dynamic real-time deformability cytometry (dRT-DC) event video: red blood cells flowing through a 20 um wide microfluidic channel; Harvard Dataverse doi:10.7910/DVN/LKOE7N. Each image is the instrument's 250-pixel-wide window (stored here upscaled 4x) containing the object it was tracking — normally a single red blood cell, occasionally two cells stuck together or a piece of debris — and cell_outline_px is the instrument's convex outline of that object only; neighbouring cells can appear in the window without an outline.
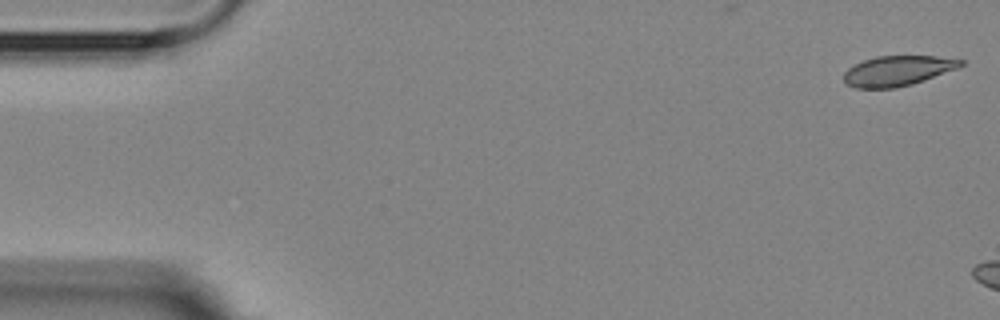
{"species": "Egyptian fruit bat (a non-hibernating species)", "species_latin": "Rousettus aegyptiacus", "temperature_condition": "room temperature", "stored_images_in_passage": 3, "camera_frame_rate_fps": 3000, "um_per_image_px": 0.085, "animal": {"sex": "female"}, "frame": {"image": 1, "passage_image": 1, "time_ms": 0.0, "image_size_px": [1000, 320], "cell_outline_px": [[964, 64], [956, 68], [924, 80], [912, 84], [896, 88], [856, 88], [844, 84], [844, 72], [848, 68], [864, 60], [876, 56], [936, 56], [964, 60]], "centroid_in_image_um": [76.26, 6.02], "position_along_channel_um": 8.7, "area_um2": 20.4}}